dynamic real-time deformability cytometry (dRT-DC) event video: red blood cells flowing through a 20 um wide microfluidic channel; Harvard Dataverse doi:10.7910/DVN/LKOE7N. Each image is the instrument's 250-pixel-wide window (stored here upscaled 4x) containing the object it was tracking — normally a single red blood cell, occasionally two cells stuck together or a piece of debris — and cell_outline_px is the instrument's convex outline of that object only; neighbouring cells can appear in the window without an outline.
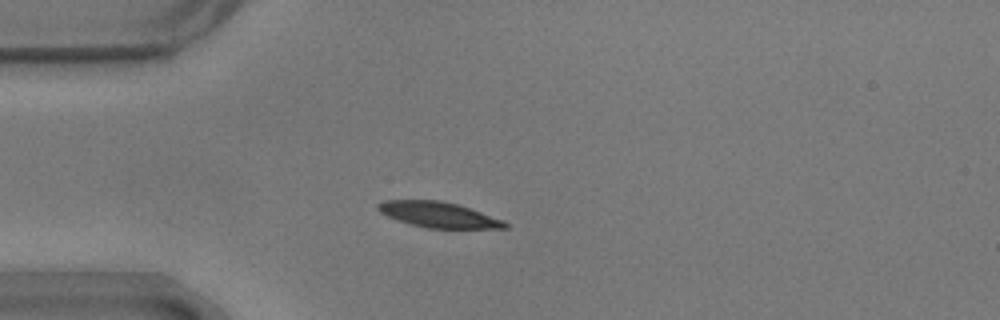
{"species": "common noctule bat (a hibernating species)", "species_latin": "Nyctalus noctula", "temperature_condition": "warm", "stored_images_in_passage": 10, "camera_frame_rate_fps": 3000, "um_per_image_px": 0.085, "animal": {"sex": "male", "body_mass_g": 17.9}, "frame": {"image": 1, "passage_image": 1, "time_ms": 0.0, "image_size_px": [1000, 320], "cell_outline_px": [[508, 228], [428, 228], [396, 220], [380, 212], [376, 208], [376, 204], [384, 200], [440, 200], [456, 204], [504, 220], [508, 224]], "centroid_in_image_um": [37.24, 18.24], "position_along_channel_um": 47.8, "area_um2": 18.73}}
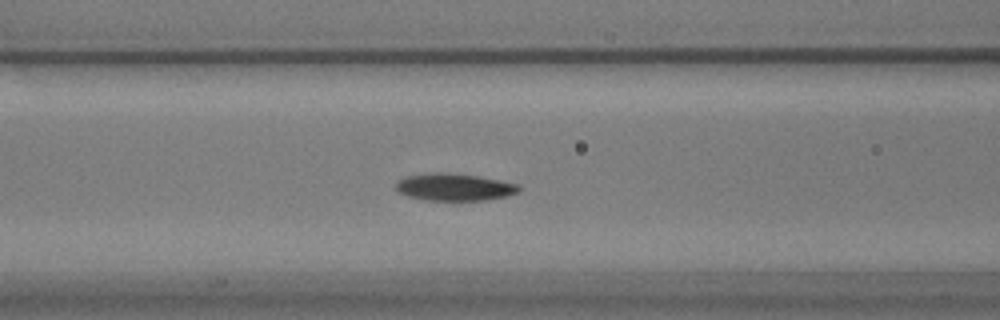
{"frame": {"image": 2, "passage_image": 9, "time_ms": 2.667, "image_size_px": [1000, 320], "cell_outline_px": [[520, 188], [516, 192], [504, 196], [488, 200], [424, 200], [408, 196], [396, 192], [396, 180], [404, 176], [432, 172], [444, 172], [476, 176], [500, 180], [520, 184]], "centroid_in_image_um": [38.55, 15.89], "position_along_channel_um": 128.1, "area_um2": 19.59}}